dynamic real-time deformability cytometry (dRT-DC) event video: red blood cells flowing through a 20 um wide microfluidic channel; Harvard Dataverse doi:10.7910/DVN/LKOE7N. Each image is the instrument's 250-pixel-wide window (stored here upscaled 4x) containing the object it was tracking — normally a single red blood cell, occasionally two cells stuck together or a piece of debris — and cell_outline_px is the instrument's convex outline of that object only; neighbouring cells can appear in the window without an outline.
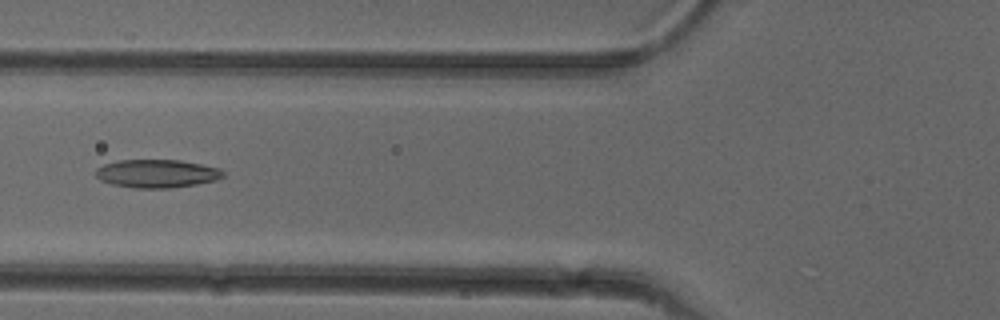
{"species": "common noctule bat (a hibernating species)", "species_latin": "Nyctalus noctula", "temperature_condition": "cold", "stored_images_in_passage": 52, "camera_frame_rate_fps": 3000, "um_per_image_px": 0.085, "animal": {"sex": "female"}, "frame": {"image": 1, "passage_image": 20, "time_ms": 6.333, "image_size_px": [1000, 320], "cell_outline_px": [[224, 176], [216, 180], [196, 184], [168, 188], [136, 188], [112, 184], [100, 180], [96, 176], [96, 168], [104, 164], [116, 160], [180, 160], [220, 168], [224, 172]], "centroid_in_image_um": [13.32, 14.75], "position_along_channel_um": 112.5, "area_um2": 20.92}}
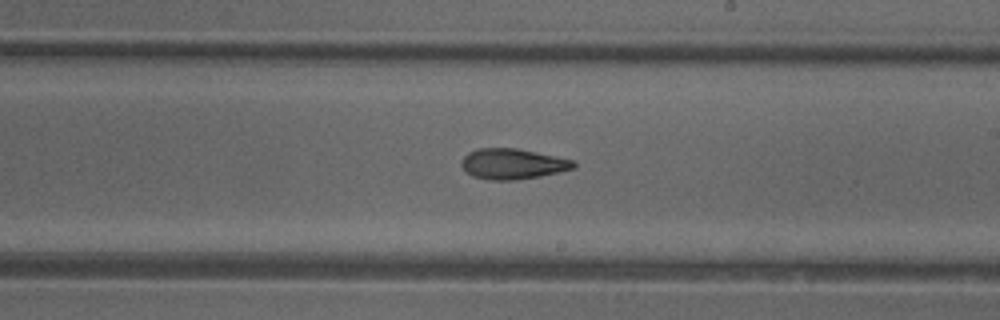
{"frame": {"image": 2, "passage_image": 30, "time_ms": 9.667, "image_size_px": [1000, 320], "cell_outline_px": [[576, 168], [560, 172], [540, 176], [516, 180], [488, 180], [472, 176], [464, 172], [460, 164], [460, 160], [468, 152], [476, 148], [516, 148], [572, 160], [576, 164]], "centroid_in_image_um": [43.51, 13.94], "position_along_channel_um": 245.5, "area_um2": 20.11}}
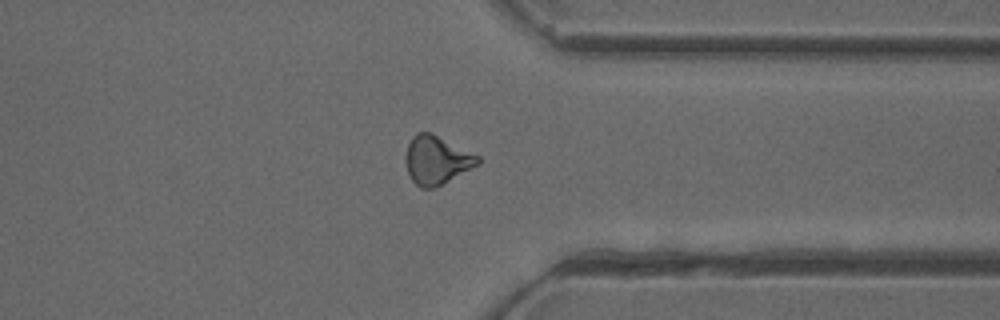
{"frame": {"image": 3, "passage_image": 40, "time_ms": 13.0, "image_size_px": [1000, 320], "cell_outline_px": [[480, 164], [432, 188], [420, 188], [412, 180], [408, 172], [408, 144], [412, 136], [416, 132], [432, 132], [480, 156]], "centroid_in_image_um": [37.15, 13.57], "position_along_channel_um": 374.2, "area_um2": 19.94}, "authors_computed_cell_mechanics": {"area_um2": 20.23, "velocity_mm_per_s": 3.983, "shape_relaxation_time_tau1_ms": null, "shape_relaxation_time_tau2_ms": 5.6703, "deformation_change_tau1": null, "deformation_change_tau2": 0.1556}}